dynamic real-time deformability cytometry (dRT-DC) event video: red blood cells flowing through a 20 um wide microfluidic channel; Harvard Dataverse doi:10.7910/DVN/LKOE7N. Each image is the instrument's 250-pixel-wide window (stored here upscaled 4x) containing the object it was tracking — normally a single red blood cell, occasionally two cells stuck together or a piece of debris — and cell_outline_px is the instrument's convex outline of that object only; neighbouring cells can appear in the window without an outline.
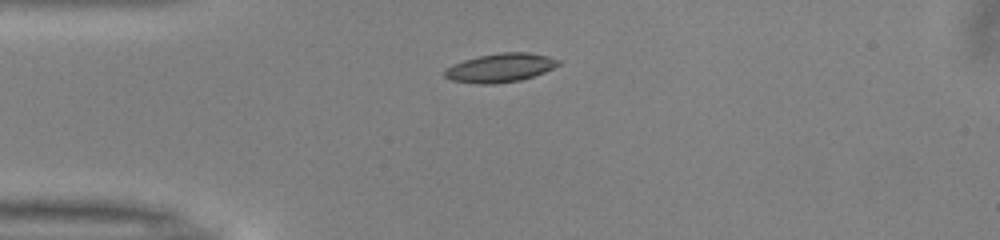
{"species": "common noctule bat (a hibernating species)", "species_latin": "Nyctalus noctula", "temperature_condition": "warm", "stored_images_in_passage": 29, "camera_frame_rate_fps": 3000, "um_per_image_px": 0.085, "animal": {"sex": "male", "body_mass_g": 13.0, "forearm_length_mm": 53.1}, "frame": {"image": 1, "passage_image": 1, "time_ms": 0.0, "image_size_px": [1000, 240], "cell_outline_px": [[560, 64], [544, 72], [520, 80], [496, 84], [480, 84], [452, 80], [444, 76], [444, 72], [452, 64], [464, 60], [480, 56], [500, 52], [528, 52], [548, 56], [560, 60]], "centroid_in_image_um": [42.53, 5.76], "position_along_channel_um": 42.5, "area_um2": 18.9}}
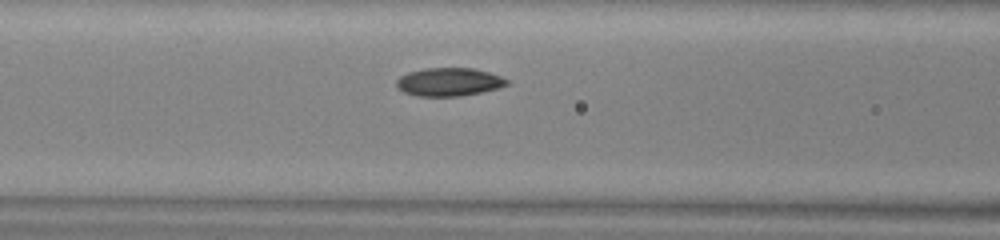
{"frame": {"image": 2, "passage_image": 9, "time_ms": 2.667, "image_size_px": [1000, 240], "cell_outline_px": [[508, 84], [500, 88], [460, 96], [416, 96], [404, 92], [396, 84], [396, 80], [400, 76], [408, 72], [424, 68], [472, 68], [488, 72], [500, 76], [508, 80]], "centroid_in_image_um": [38.15, 6.96], "position_along_channel_um": 128.4, "area_um2": 18.09}}
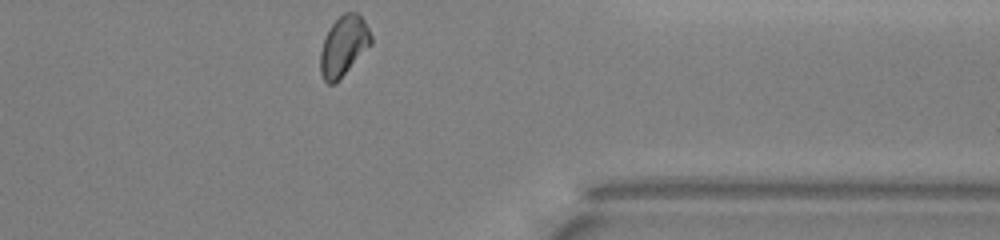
{"frame": {"image": 3, "passage_image": 29, "time_ms": 9.333, "image_size_px": [1000, 240], "cell_outline_px": [[372, 44], [336, 84], [328, 84], [324, 80], [320, 72], [320, 52], [324, 40], [332, 24], [344, 12], [356, 12], [364, 20], [372, 36]], "centroid_in_image_um": [29.22, 3.94], "position_along_channel_um": 382.2, "area_um2": 17.74}, "authors_computed_cell_mechanics": {"area_um2": 17.7446, "velocity_mm_per_s": 4.0164, "shape_relaxation_time_tau1_ms": 4.2724, "shape_relaxation_time_tau2_ms": 2.2093, "deformation_change_tau1": 0.1259, "deformation_change_tau2": 0.0702}}